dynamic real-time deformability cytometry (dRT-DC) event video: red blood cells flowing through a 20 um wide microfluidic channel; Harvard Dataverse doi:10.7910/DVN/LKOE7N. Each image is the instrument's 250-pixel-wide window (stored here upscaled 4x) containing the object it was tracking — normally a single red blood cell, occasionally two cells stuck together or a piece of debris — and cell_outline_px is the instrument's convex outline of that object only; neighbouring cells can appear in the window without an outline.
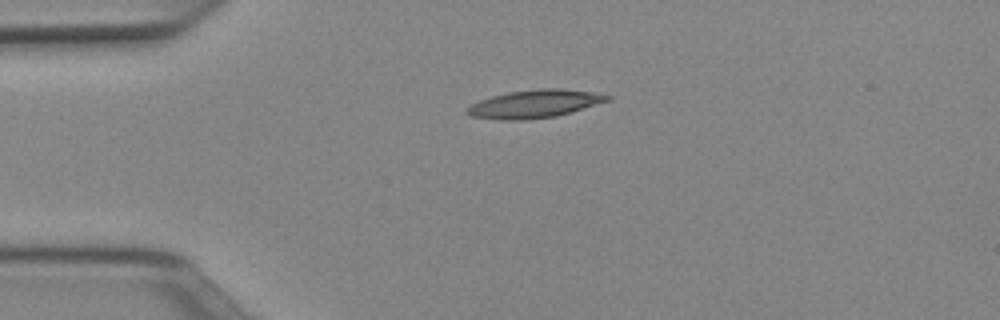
{"species": "Egyptian fruit bat (a non-hibernating species)", "species_latin": "Rousettus aegyptiacus", "temperature_condition": "cold", "stored_images_in_passage": 34, "camera_frame_rate_fps": 3000, "um_per_image_px": 0.085, "animal": {"sex": "female"}, "frame": {"image": 1, "passage_image": 1, "time_ms": 0.0, "image_size_px": [1000, 320], "cell_outline_px": [[612, 100], [572, 112], [556, 116], [524, 120], [500, 120], [468, 116], [464, 112], [472, 104], [480, 100], [492, 96], [508, 92], [540, 88], [560, 88], [588, 92], [612, 96]], "centroid_in_image_um": [45.43, 8.84], "position_along_channel_um": 39.6, "area_um2": 22.95}}
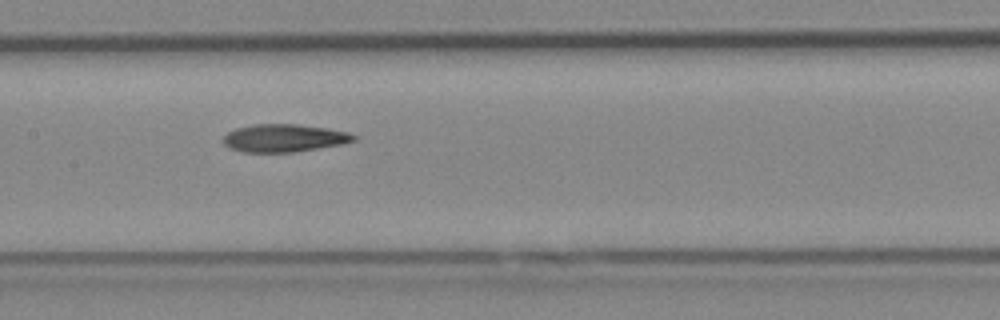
{"frame": {"image": 2, "passage_image": 14, "time_ms": 4.333, "image_size_px": [1000, 320], "cell_outline_px": [[356, 140], [344, 144], [292, 152], [244, 152], [228, 148], [224, 144], [224, 136], [228, 132], [236, 128], [256, 124], [296, 124], [328, 128], [348, 132], [356, 136]], "centroid_in_image_um": [24.16, 11.73], "position_along_channel_um": 183.2, "area_um2": 21.1}}
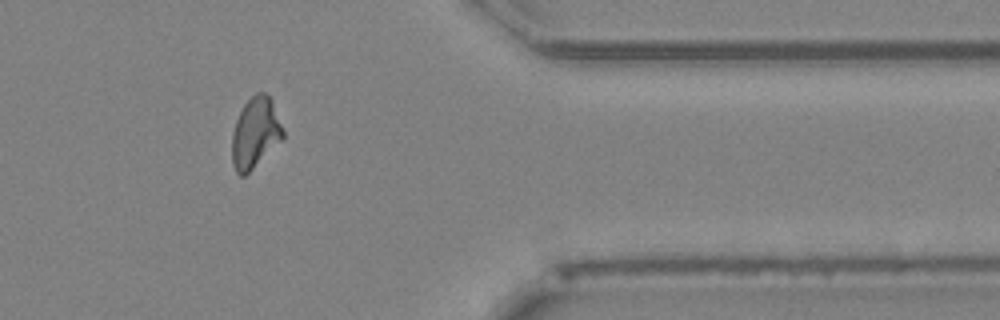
{"frame": {"image": 3, "passage_image": 31, "time_ms": 10.0, "image_size_px": [1000, 320], "cell_outline_px": [[284, 136], [244, 176], [240, 176], [236, 172], [232, 164], [232, 132], [236, 120], [244, 104], [256, 92], [264, 92], [272, 100], [284, 128]], "centroid_in_image_um": [21.69, 11.26], "position_along_channel_um": 389.7, "area_um2": 20.69}, "authors_computed_cell_mechanics": {"area_um2": 21.0681, "velocity_mm_per_s": 3.9838, "shape_relaxation_time_tau1_ms": null, "shape_relaxation_time_tau2_ms": 5.7126, "deformation_change_tau1": null, "deformation_change_tau2": 0.1592}}